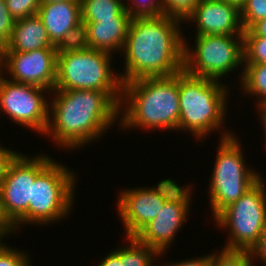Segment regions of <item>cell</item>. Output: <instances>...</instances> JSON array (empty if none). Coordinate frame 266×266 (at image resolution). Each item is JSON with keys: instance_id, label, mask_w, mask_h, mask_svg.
I'll return each instance as SVG.
<instances>
[{"instance_id": "6da1fadb", "label": "cell", "mask_w": 266, "mask_h": 266, "mask_svg": "<svg viewBox=\"0 0 266 266\" xmlns=\"http://www.w3.org/2000/svg\"><path fill=\"white\" fill-rule=\"evenodd\" d=\"M181 25V22L165 15L131 19L123 53L120 54L125 57L123 73H118L122 83L181 72L184 38L188 37L182 34Z\"/></svg>"}, {"instance_id": "7a4b0ae2", "label": "cell", "mask_w": 266, "mask_h": 266, "mask_svg": "<svg viewBox=\"0 0 266 266\" xmlns=\"http://www.w3.org/2000/svg\"><path fill=\"white\" fill-rule=\"evenodd\" d=\"M43 136L68 151L83 149L119 124V105L103 91L52 90ZM101 136V137H100Z\"/></svg>"}, {"instance_id": "3957f363", "label": "cell", "mask_w": 266, "mask_h": 266, "mask_svg": "<svg viewBox=\"0 0 266 266\" xmlns=\"http://www.w3.org/2000/svg\"><path fill=\"white\" fill-rule=\"evenodd\" d=\"M179 118L178 73L123 83L117 125L121 131L139 128L178 132Z\"/></svg>"}, {"instance_id": "277c9868", "label": "cell", "mask_w": 266, "mask_h": 266, "mask_svg": "<svg viewBox=\"0 0 266 266\" xmlns=\"http://www.w3.org/2000/svg\"><path fill=\"white\" fill-rule=\"evenodd\" d=\"M228 87L222 81L192 76L184 70L179 72V132H190L199 141L207 139L206 136L214 131L221 134L220 139L234 135L235 132L226 130L224 126L226 113H229Z\"/></svg>"}, {"instance_id": "5b68a950", "label": "cell", "mask_w": 266, "mask_h": 266, "mask_svg": "<svg viewBox=\"0 0 266 266\" xmlns=\"http://www.w3.org/2000/svg\"><path fill=\"white\" fill-rule=\"evenodd\" d=\"M112 59L108 52L81 44L58 48L54 90L103 91L119 105L123 83Z\"/></svg>"}, {"instance_id": "8992f818", "label": "cell", "mask_w": 266, "mask_h": 266, "mask_svg": "<svg viewBox=\"0 0 266 266\" xmlns=\"http://www.w3.org/2000/svg\"><path fill=\"white\" fill-rule=\"evenodd\" d=\"M236 136L234 134L218 142L207 195L210 198L212 219L238 200L262 177L261 172L247 165L243 155L245 153L242 152L244 149H242L241 139Z\"/></svg>"}, {"instance_id": "52a82bcc", "label": "cell", "mask_w": 266, "mask_h": 266, "mask_svg": "<svg viewBox=\"0 0 266 266\" xmlns=\"http://www.w3.org/2000/svg\"><path fill=\"white\" fill-rule=\"evenodd\" d=\"M55 161L36 178L32 185L31 201L28 206L29 225H52L54 222L63 221L70 212L72 213L78 175H75L76 171L72 168H68L58 160Z\"/></svg>"}, {"instance_id": "ba28073f", "label": "cell", "mask_w": 266, "mask_h": 266, "mask_svg": "<svg viewBox=\"0 0 266 266\" xmlns=\"http://www.w3.org/2000/svg\"><path fill=\"white\" fill-rule=\"evenodd\" d=\"M193 37H195L193 47H190L187 43L189 41L184 38L183 70L186 73L220 81L221 78L229 77L232 71H238L240 68L241 74L238 75L240 82L243 74L241 68L244 65L243 36L201 35Z\"/></svg>"}, {"instance_id": "9c48e42d", "label": "cell", "mask_w": 266, "mask_h": 266, "mask_svg": "<svg viewBox=\"0 0 266 266\" xmlns=\"http://www.w3.org/2000/svg\"><path fill=\"white\" fill-rule=\"evenodd\" d=\"M260 178L215 218L216 228L228 230L222 249L249 251L266 230V183Z\"/></svg>"}, {"instance_id": "30bf717a", "label": "cell", "mask_w": 266, "mask_h": 266, "mask_svg": "<svg viewBox=\"0 0 266 266\" xmlns=\"http://www.w3.org/2000/svg\"><path fill=\"white\" fill-rule=\"evenodd\" d=\"M45 153L29 157L20 152L9 164L0 187V212L12 234L28 224V206L36 178L55 160Z\"/></svg>"}, {"instance_id": "8fae6325", "label": "cell", "mask_w": 266, "mask_h": 266, "mask_svg": "<svg viewBox=\"0 0 266 266\" xmlns=\"http://www.w3.org/2000/svg\"><path fill=\"white\" fill-rule=\"evenodd\" d=\"M47 92V93H46ZM51 91L38 86L18 83L6 76L0 77V116L1 112L12 123L30 128L31 131L45 133L49 120V99Z\"/></svg>"}, {"instance_id": "7c38bea8", "label": "cell", "mask_w": 266, "mask_h": 266, "mask_svg": "<svg viewBox=\"0 0 266 266\" xmlns=\"http://www.w3.org/2000/svg\"><path fill=\"white\" fill-rule=\"evenodd\" d=\"M174 179L161 180L151 187L125 188L117 195V210L126 237L135 236L163 208L165 201L180 187Z\"/></svg>"}, {"instance_id": "4fadbf2b", "label": "cell", "mask_w": 266, "mask_h": 266, "mask_svg": "<svg viewBox=\"0 0 266 266\" xmlns=\"http://www.w3.org/2000/svg\"><path fill=\"white\" fill-rule=\"evenodd\" d=\"M189 185L180 186L165 201L157 216L134 236L141 243L154 247L161 254L160 258H164V253L169 252L176 234L187 222L193 199L192 191L195 190Z\"/></svg>"}, {"instance_id": "5bb4252c", "label": "cell", "mask_w": 266, "mask_h": 266, "mask_svg": "<svg viewBox=\"0 0 266 266\" xmlns=\"http://www.w3.org/2000/svg\"><path fill=\"white\" fill-rule=\"evenodd\" d=\"M57 52L58 48L3 52V75L7 73V78L14 82L52 91L56 82Z\"/></svg>"}, {"instance_id": "9a60e30c", "label": "cell", "mask_w": 266, "mask_h": 266, "mask_svg": "<svg viewBox=\"0 0 266 266\" xmlns=\"http://www.w3.org/2000/svg\"><path fill=\"white\" fill-rule=\"evenodd\" d=\"M38 15L56 47L80 44L82 36L80 0L41 3Z\"/></svg>"}, {"instance_id": "2e32d148", "label": "cell", "mask_w": 266, "mask_h": 266, "mask_svg": "<svg viewBox=\"0 0 266 266\" xmlns=\"http://www.w3.org/2000/svg\"><path fill=\"white\" fill-rule=\"evenodd\" d=\"M186 22H193L195 36L233 35L243 36L240 10L224 0H201L192 16Z\"/></svg>"}, {"instance_id": "e0dca14e", "label": "cell", "mask_w": 266, "mask_h": 266, "mask_svg": "<svg viewBox=\"0 0 266 266\" xmlns=\"http://www.w3.org/2000/svg\"><path fill=\"white\" fill-rule=\"evenodd\" d=\"M131 19H106L97 22H82L80 44L90 49L121 53ZM118 50V51H117ZM117 52V53H116Z\"/></svg>"}, {"instance_id": "ac0fdd59", "label": "cell", "mask_w": 266, "mask_h": 266, "mask_svg": "<svg viewBox=\"0 0 266 266\" xmlns=\"http://www.w3.org/2000/svg\"><path fill=\"white\" fill-rule=\"evenodd\" d=\"M42 48H58L50 40L38 14L15 21L11 38L3 52H29Z\"/></svg>"}, {"instance_id": "d6986e66", "label": "cell", "mask_w": 266, "mask_h": 266, "mask_svg": "<svg viewBox=\"0 0 266 266\" xmlns=\"http://www.w3.org/2000/svg\"><path fill=\"white\" fill-rule=\"evenodd\" d=\"M81 22L106 19H132L125 10V0H80Z\"/></svg>"}, {"instance_id": "ffe728a7", "label": "cell", "mask_w": 266, "mask_h": 266, "mask_svg": "<svg viewBox=\"0 0 266 266\" xmlns=\"http://www.w3.org/2000/svg\"><path fill=\"white\" fill-rule=\"evenodd\" d=\"M128 244L120 246V260L124 266H158L155 263L160 253L151 246L141 243L134 236H128Z\"/></svg>"}, {"instance_id": "44dd1931", "label": "cell", "mask_w": 266, "mask_h": 266, "mask_svg": "<svg viewBox=\"0 0 266 266\" xmlns=\"http://www.w3.org/2000/svg\"><path fill=\"white\" fill-rule=\"evenodd\" d=\"M239 85L242 94L256 96V107L264 103L266 101V63L244 64Z\"/></svg>"}, {"instance_id": "7402d4cb", "label": "cell", "mask_w": 266, "mask_h": 266, "mask_svg": "<svg viewBox=\"0 0 266 266\" xmlns=\"http://www.w3.org/2000/svg\"><path fill=\"white\" fill-rule=\"evenodd\" d=\"M201 0H162L163 15L182 24L194 13Z\"/></svg>"}, {"instance_id": "603a6c76", "label": "cell", "mask_w": 266, "mask_h": 266, "mask_svg": "<svg viewBox=\"0 0 266 266\" xmlns=\"http://www.w3.org/2000/svg\"><path fill=\"white\" fill-rule=\"evenodd\" d=\"M125 10L132 19L163 15L162 0H127Z\"/></svg>"}, {"instance_id": "cb8c5ba5", "label": "cell", "mask_w": 266, "mask_h": 266, "mask_svg": "<svg viewBox=\"0 0 266 266\" xmlns=\"http://www.w3.org/2000/svg\"><path fill=\"white\" fill-rule=\"evenodd\" d=\"M244 64L266 63V38L243 36Z\"/></svg>"}, {"instance_id": "d4e9b609", "label": "cell", "mask_w": 266, "mask_h": 266, "mask_svg": "<svg viewBox=\"0 0 266 266\" xmlns=\"http://www.w3.org/2000/svg\"><path fill=\"white\" fill-rule=\"evenodd\" d=\"M211 266H253L249 251L224 250L211 252Z\"/></svg>"}, {"instance_id": "484cf974", "label": "cell", "mask_w": 266, "mask_h": 266, "mask_svg": "<svg viewBox=\"0 0 266 266\" xmlns=\"http://www.w3.org/2000/svg\"><path fill=\"white\" fill-rule=\"evenodd\" d=\"M266 18V0H247L240 10L243 30H247L256 21Z\"/></svg>"}, {"instance_id": "4316f807", "label": "cell", "mask_w": 266, "mask_h": 266, "mask_svg": "<svg viewBox=\"0 0 266 266\" xmlns=\"http://www.w3.org/2000/svg\"><path fill=\"white\" fill-rule=\"evenodd\" d=\"M29 253L12 248L0 238V266H32Z\"/></svg>"}, {"instance_id": "83f0119b", "label": "cell", "mask_w": 266, "mask_h": 266, "mask_svg": "<svg viewBox=\"0 0 266 266\" xmlns=\"http://www.w3.org/2000/svg\"><path fill=\"white\" fill-rule=\"evenodd\" d=\"M8 11L15 20L38 14L40 0H5Z\"/></svg>"}, {"instance_id": "f1b7e54d", "label": "cell", "mask_w": 266, "mask_h": 266, "mask_svg": "<svg viewBox=\"0 0 266 266\" xmlns=\"http://www.w3.org/2000/svg\"><path fill=\"white\" fill-rule=\"evenodd\" d=\"M15 19L8 11L5 0H0V45L5 47L12 34Z\"/></svg>"}, {"instance_id": "f546056e", "label": "cell", "mask_w": 266, "mask_h": 266, "mask_svg": "<svg viewBox=\"0 0 266 266\" xmlns=\"http://www.w3.org/2000/svg\"><path fill=\"white\" fill-rule=\"evenodd\" d=\"M9 148V149H8ZM0 146V187L6 176V172L9 164L14 160V158L20 153L16 150L13 151L10 147Z\"/></svg>"}, {"instance_id": "4dcf8cb0", "label": "cell", "mask_w": 266, "mask_h": 266, "mask_svg": "<svg viewBox=\"0 0 266 266\" xmlns=\"http://www.w3.org/2000/svg\"><path fill=\"white\" fill-rule=\"evenodd\" d=\"M252 262L261 260L259 263L266 266V230L259 240L249 250Z\"/></svg>"}, {"instance_id": "1f68e13d", "label": "cell", "mask_w": 266, "mask_h": 266, "mask_svg": "<svg viewBox=\"0 0 266 266\" xmlns=\"http://www.w3.org/2000/svg\"><path fill=\"white\" fill-rule=\"evenodd\" d=\"M159 266H211V253L210 254H203V256H197L196 258L193 257V259H189L188 258L186 260H181L179 262V260L177 261H171L169 262H165L164 265H159Z\"/></svg>"}, {"instance_id": "d6a6232c", "label": "cell", "mask_w": 266, "mask_h": 266, "mask_svg": "<svg viewBox=\"0 0 266 266\" xmlns=\"http://www.w3.org/2000/svg\"><path fill=\"white\" fill-rule=\"evenodd\" d=\"M243 36H261L266 38V18L256 21L247 30H244Z\"/></svg>"}, {"instance_id": "836d02e7", "label": "cell", "mask_w": 266, "mask_h": 266, "mask_svg": "<svg viewBox=\"0 0 266 266\" xmlns=\"http://www.w3.org/2000/svg\"><path fill=\"white\" fill-rule=\"evenodd\" d=\"M97 266H124V263L120 260V246L113 251H110V254L104 256L102 261Z\"/></svg>"}, {"instance_id": "e575fe53", "label": "cell", "mask_w": 266, "mask_h": 266, "mask_svg": "<svg viewBox=\"0 0 266 266\" xmlns=\"http://www.w3.org/2000/svg\"><path fill=\"white\" fill-rule=\"evenodd\" d=\"M12 234L11 228L4 222L3 217L0 212V238L4 240L6 236ZM4 237V238H3Z\"/></svg>"}, {"instance_id": "d590c367", "label": "cell", "mask_w": 266, "mask_h": 266, "mask_svg": "<svg viewBox=\"0 0 266 266\" xmlns=\"http://www.w3.org/2000/svg\"><path fill=\"white\" fill-rule=\"evenodd\" d=\"M256 109H259V110H257L258 112H260L259 114V118H260V123H262V126H263V132H265L264 134V136H265V140L264 141H266V112L259 106L258 108H256ZM261 116V117H260ZM265 145H266V143H265Z\"/></svg>"}, {"instance_id": "8d00e7d4", "label": "cell", "mask_w": 266, "mask_h": 266, "mask_svg": "<svg viewBox=\"0 0 266 266\" xmlns=\"http://www.w3.org/2000/svg\"><path fill=\"white\" fill-rule=\"evenodd\" d=\"M232 6H235L238 10H241L244 7V4L247 0H224Z\"/></svg>"}, {"instance_id": "74e56055", "label": "cell", "mask_w": 266, "mask_h": 266, "mask_svg": "<svg viewBox=\"0 0 266 266\" xmlns=\"http://www.w3.org/2000/svg\"><path fill=\"white\" fill-rule=\"evenodd\" d=\"M3 49L4 47L0 45V77L3 74Z\"/></svg>"}, {"instance_id": "f35d334b", "label": "cell", "mask_w": 266, "mask_h": 266, "mask_svg": "<svg viewBox=\"0 0 266 266\" xmlns=\"http://www.w3.org/2000/svg\"><path fill=\"white\" fill-rule=\"evenodd\" d=\"M41 3H50V2H61V1H66V0H40Z\"/></svg>"}, {"instance_id": "ab89813d", "label": "cell", "mask_w": 266, "mask_h": 266, "mask_svg": "<svg viewBox=\"0 0 266 266\" xmlns=\"http://www.w3.org/2000/svg\"><path fill=\"white\" fill-rule=\"evenodd\" d=\"M260 107L266 112V101L262 103Z\"/></svg>"}]
</instances>
